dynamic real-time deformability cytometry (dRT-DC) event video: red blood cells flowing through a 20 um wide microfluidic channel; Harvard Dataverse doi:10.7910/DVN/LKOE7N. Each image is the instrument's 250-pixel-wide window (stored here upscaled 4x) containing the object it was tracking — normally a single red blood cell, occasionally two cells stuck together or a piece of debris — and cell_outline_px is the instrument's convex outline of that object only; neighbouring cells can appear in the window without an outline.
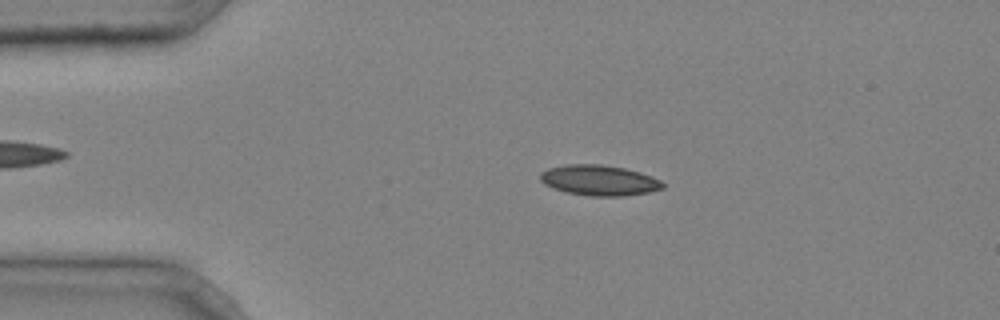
{"species": "common noctule bat (a hibernating species)", "species_latin": "Nyctalus noctula", "temperature_condition": "cold", "stored_images_in_passage": 4, "camera_frame_rate_fps": 3000, "um_per_image_px": 0.085, "animal": {"sex": "male", "body_mass_g": 20.4}, "frame": {"image": 1, "passage_image": 3, "time_ms": 0.667, "image_size_px": [1000, 320], "cell_outline_px": [[664, 188], [648, 192], [624, 196], [588, 196], [568, 192], [552, 188], [544, 184], [540, 180], [540, 172], [548, 168], [568, 164], [600, 164], [624, 168], [640, 172], [652, 176], [660, 180], [664, 184]], "centroid_in_image_um": [50.92, 15.32], "position_along_channel_um": 34.1, "area_um2": 21.79}}
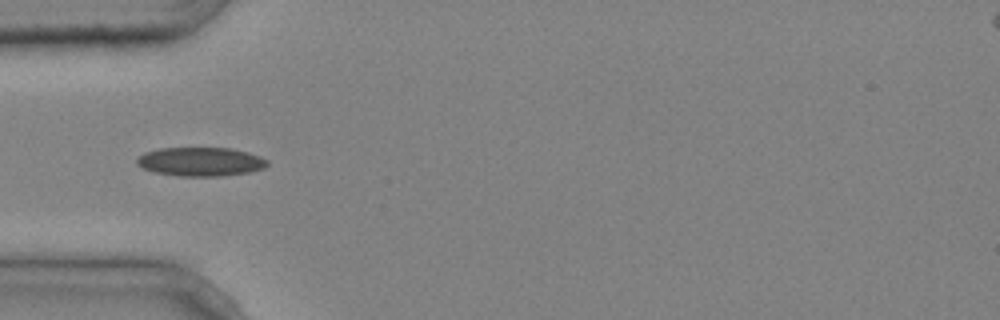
{"frame": {"image": 2, "passage_image": 4, "time_ms": 1.0, "image_size_px": [1000, 320], "cell_outline_px": [[268, 164], [264, 168], [248, 172], [224, 176], [176, 176], [156, 172], [144, 168], [136, 164], [136, 160], [144, 152], [160, 148], [232, 148], [248, 152], [260, 156], [268, 160]], "centroid_in_image_um": [17.07, 13.74], "position_along_channel_um": 67.9, "area_um2": 21.96}}